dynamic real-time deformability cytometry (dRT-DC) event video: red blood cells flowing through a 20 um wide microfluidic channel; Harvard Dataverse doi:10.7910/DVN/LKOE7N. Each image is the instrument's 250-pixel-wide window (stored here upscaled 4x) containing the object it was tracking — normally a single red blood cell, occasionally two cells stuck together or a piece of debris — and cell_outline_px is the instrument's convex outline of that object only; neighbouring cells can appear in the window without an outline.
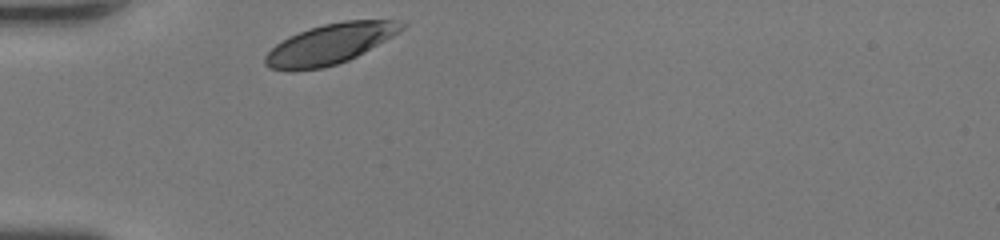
{"species": "human", "species_latin": "Homo sapiens", "temperature_condition": "room temperature", "stored_images_in_passage": 26, "camera_frame_rate_fps": 3000, "um_per_image_px": 0.085, "donor": {"sex": "female"}, "frame": {"image": 1, "passage_image": 1, "time_ms": 0.0, "image_size_px": [1000, 240], "cell_outline_px": [[408, 24], [404, 28], [392, 36], [356, 56], [348, 60], [324, 68], [292, 72], [272, 68], [264, 64], [264, 56], [276, 44], [288, 36], [324, 24], [344, 20], [396, 20]], "centroid_in_image_um": [28.02, 3.75], "position_along_channel_um": 57.0, "area_um2": 31.85}}
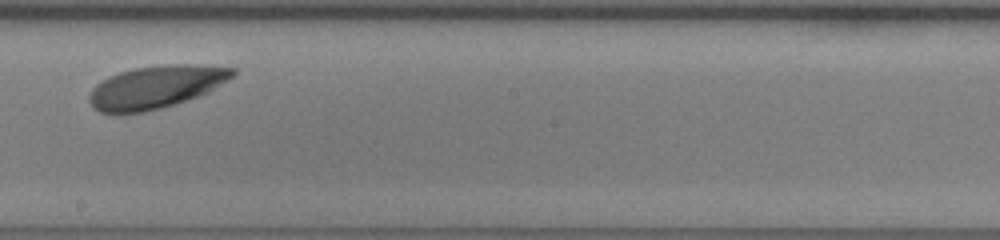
{"frame": {"image": 2, "passage_image": 15, "time_ms": 4.667, "image_size_px": [1000, 240], "cell_outline_px": [[236, 72], [232, 76], [208, 92], [200, 96], [160, 108], [144, 112], [100, 112], [92, 108], [88, 100], [88, 96], [92, 88], [100, 80], [108, 76], [132, 68], [168, 64], [196, 64], [236, 68]], "centroid_in_image_um": [13.22, 7.38], "position_along_channel_um": 235.0, "area_um2": 35.6}}
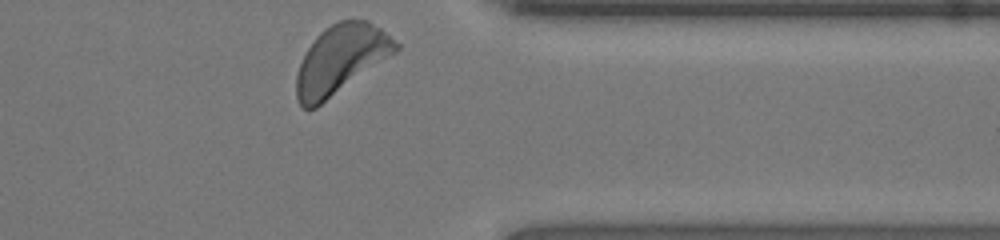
{"frame": {"image": 3, "passage_image": 26, "time_ms": 8.333, "image_size_px": [1000, 240], "cell_outline_px": [[400, 48], [396, 52], [316, 108], [304, 108], [300, 104], [296, 96], [296, 76], [300, 64], [308, 48], [316, 36], [324, 28], [340, 20], [368, 20], [380, 28], [400, 44]], "centroid_in_image_um": [28.96, 5.04], "position_along_channel_um": 382.4, "area_um2": 39.36}}